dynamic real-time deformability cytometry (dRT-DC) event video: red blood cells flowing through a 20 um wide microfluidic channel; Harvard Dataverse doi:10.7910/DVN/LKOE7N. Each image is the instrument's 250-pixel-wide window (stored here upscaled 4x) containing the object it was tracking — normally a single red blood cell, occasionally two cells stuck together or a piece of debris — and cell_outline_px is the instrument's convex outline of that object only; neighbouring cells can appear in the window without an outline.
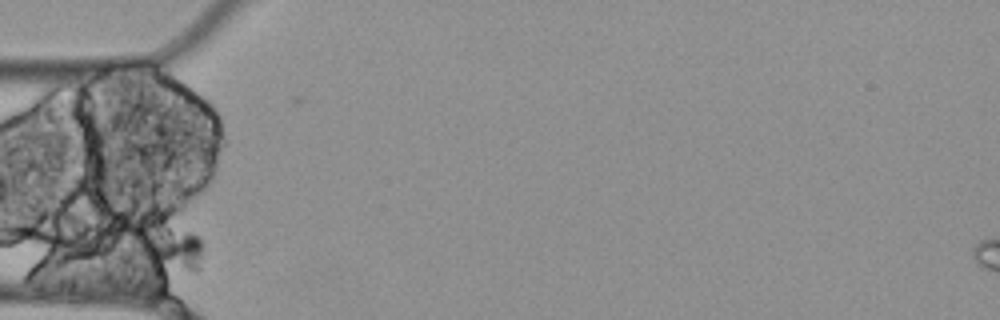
{"species": "Egyptian fruit bat (a non-hibernating species)", "species_latin": "Rousettus aegyptiacus", "temperature_condition": "cold", "stored_images_in_passage": 1, "camera_frame_rate_fps": 3000, "um_per_image_px": 0.085, "animal": {"sex": "female"}, "frame": {"image": 1, "passage_image": 1, "time_ms": 0.0, "image_size_px": [1000, 320], "cell_outline_px": [[204, 244], [200, 268], [196, 272], [192, 272], [156, 260], [148, 256], [136, 248], [132, 244], [132, 240], [184, 232], [188, 232], [200, 236]], "centroid_in_image_um": [14.8, 21.23], "position_along_channel_um": 70.2, "area_um2": 13.53}}